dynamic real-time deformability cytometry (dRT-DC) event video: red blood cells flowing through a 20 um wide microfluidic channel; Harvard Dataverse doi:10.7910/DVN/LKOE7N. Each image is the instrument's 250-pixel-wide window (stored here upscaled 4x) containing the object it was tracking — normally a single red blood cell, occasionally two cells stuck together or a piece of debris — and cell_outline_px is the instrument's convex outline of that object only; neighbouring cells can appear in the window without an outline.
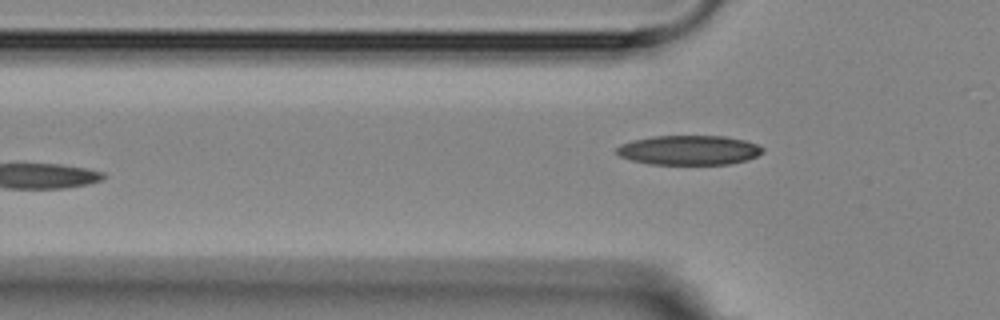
{"species": "Egyptian fruit bat (a non-hibernating species)", "species_latin": "Rousettus aegyptiacus", "temperature_condition": "room temperature", "stored_images_in_passage": 5, "camera_frame_rate_fps": 3000, "um_per_image_px": 0.085, "animal": {"sex": "female"}, "frame": {"image": 1, "passage_image": 5, "time_ms": 4.667, "image_size_px": [1000, 320], "cell_outline_px": [[764, 152], [748, 160], [728, 164], [648, 164], [632, 160], [620, 156], [616, 152], [616, 148], [620, 144], [632, 140], [652, 136], [724, 136], [744, 140], [756, 144], [764, 148]], "centroid_in_image_um": [58.56, 12.76], "position_along_channel_um": 67.2, "area_um2": 25.2}}